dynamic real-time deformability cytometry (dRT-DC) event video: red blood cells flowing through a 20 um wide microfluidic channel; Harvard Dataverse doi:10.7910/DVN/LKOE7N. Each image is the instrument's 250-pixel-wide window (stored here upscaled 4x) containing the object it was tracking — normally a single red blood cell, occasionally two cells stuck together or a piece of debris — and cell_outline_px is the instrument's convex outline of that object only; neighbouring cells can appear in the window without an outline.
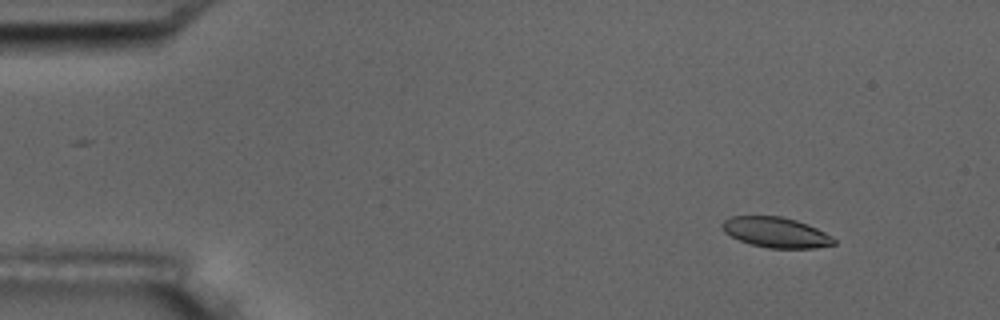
{"species": "common noctule bat (a hibernating species)", "species_latin": "Nyctalus noctula", "temperature_condition": "room temperature", "stored_images_in_passage": 5, "camera_frame_rate_fps": 3000, "um_per_image_px": 0.085, "animal": {"sex": "male", "body_mass_g": 17.5, "forearm_length_mm": 52.3}, "frame": {"image": 1, "passage_image": 2, "time_ms": 1.333, "image_size_px": [1000, 320], "cell_outline_px": [[836, 244], [816, 248], [768, 248], [752, 244], [740, 240], [724, 232], [720, 224], [724, 220], [732, 216], [780, 216], [796, 220], [808, 224], [832, 236], [836, 240]], "centroid_in_image_um": [65.97, 19.75], "position_along_channel_um": 19.0, "area_um2": 19.71}}